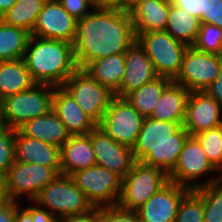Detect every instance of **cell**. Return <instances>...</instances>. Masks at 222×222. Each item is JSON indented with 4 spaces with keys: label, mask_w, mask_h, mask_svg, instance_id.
Wrapping results in <instances>:
<instances>
[{
    "label": "cell",
    "mask_w": 222,
    "mask_h": 222,
    "mask_svg": "<svg viewBox=\"0 0 222 222\" xmlns=\"http://www.w3.org/2000/svg\"><path fill=\"white\" fill-rule=\"evenodd\" d=\"M136 41L129 11L93 9L76 22L74 57L79 69L113 54L125 53Z\"/></svg>",
    "instance_id": "6da1fadb"
},
{
    "label": "cell",
    "mask_w": 222,
    "mask_h": 222,
    "mask_svg": "<svg viewBox=\"0 0 222 222\" xmlns=\"http://www.w3.org/2000/svg\"><path fill=\"white\" fill-rule=\"evenodd\" d=\"M183 122H169L145 117L132 148L135 161L159 167L169 174L178 160L189 133Z\"/></svg>",
    "instance_id": "7a4b0ae2"
},
{
    "label": "cell",
    "mask_w": 222,
    "mask_h": 222,
    "mask_svg": "<svg viewBox=\"0 0 222 222\" xmlns=\"http://www.w3.org/2000/svg\"><path fill=\"white\" fill-rule=\"evenodd\" d=\"M23 60L38 84L61 86L78 69L72 43L32 35Z\"/></svg>",
    "instance_id": "3957f363"
},
{
    "label": "cell",
    "mask_w": 222,
    "mask_h": 222,
    "mask_svg": "<svg viewBox=\"0 0 222 222\" xmlns=\"http://www.w3.org/2000/svg\"><path fill=\"white\" fill-rule=\"evenodd\" d=\"M55 86L35 83L30 89L0 101L2 124L18 129L25 122L46 115L52 110Z\"/></svg>",
    "instance_id": "277c9868"
},
{
    "label": "cell",
    "mask_w": 222,
    "mask_h": 222,
    "mask_svg": "<svg viewBox=\"0 0 222 222\" xmlns=\"http://www.w3.org/2000/svg\"><path fill=\"white\" fill-rule=\"evenodd\" d=\"M33 202L59 219L95 209L71 177L62 174L47 184Z\"/></svg>",
    "instance_id": "5b68a950"
},
{
    "label": "cell",
    "mask_w": 222,
    "mask_h": 222,
    "mask_svg": "<svg viewBox=\"0 0 222 222\" xmlns=\"http://www.w3.org/2000/svg\"><path fill=\"white\" fill-rule=\"evenodd\" d=\"M207 174L209 178L199 181V178L205 177ZM168 178L180 186L195 190L220 180L221 176L208 160L197 139L189 136L179 154L176 166L168 174Z\"/></svg>",
    "instance_id": "8992f818"
},
{
    "label": "cell",
    "mask_w": 222,
    "mask_h": 222,
    "mask_svg": "<svg viewBox=\"0 0 222 222\" xmlns=\"http://www.w3.org/2000/svg\"><path fill=\"white\" fill-rule=\"evenodd\" d=\"M60 174V167L21 163L14 161L2 178L9 200L23 203L24 199L32 202L39 192ZM22 196V197H21Z\"/></svg>",
    "instance_id": "52a82bcc"
},
{
    "label": "cell",
    "mask_w": 222,
    "mask_h": 222,
    "mask_svg": "<svg viewBox=\"0 0 222 222\" xmlns=\"http://www.w3.org/2000/svg\"><path fill=\"white\" fill-rule=\"evenodd\" d=\"M168 181V174L164 170L136 161L122 179L117 205L126 211H137Z\"/></svg>",
    "instance_id": "ba28073f"
},
{
    "label": "cell",
    "mask_w": 222,
    "mask_h": 222,
    "mask_svg": "<svg viewBox=\"0 0 222 222\" xmlns=\"http://www.w3.org/2000/svg\"><path fill=\"white\" fill-rule=\"evenodd\" d=\"M136 40L144 48L157 75L173 81L179 74L184 54L189 46L175 40L166 31L139 33Z\"/></svg>",
    "instance_id": "9c48e42d"
},
{
    "label": "cell",
    "mask_w": 222,
    "mask_h": 222,
    "mask_svg": "<svg viewBox=\"0 0 222 222\" xmlns=\"http://www.w3.org/2000/svg\"><path fill=\"white\" fill-rule=\"evenodd\" d=\"M144 119L126 98L114 96L97 127L115 142L132 149Z\"/></svg>",
    "instance_id": "30bf717a"
},
{
    "label": "cell",
    "mask_w": 222,
    "mask_h": 222,
    "mask_svg": "<svg viewBox=\"0 0 222 222\" xmlns=\"http://www.w3.org/2000/svg\"><path fill=\"white\" fill-rule=\"evenodd\" d=\"M94 208L118 204L122 179L107 168L93 165L70 175Z\"/></svg>",
    "instance_id": "8fae6325"
},
{
    "label": "cell",
    "mask_w": 222,
    "mask_h": 222,
    "mask_svg": "<svg viewBox=\"0 0 222 222\" xmlns=\"http://www.w3.org/2000/svg\"><path fill=\"white\" fill-rule=\"evenodd\" d=\"M80 108L97 125L101 122L114 93L93 79L83 69H77L61 85Z\"/></svg>",
    "instance_id": "7c38bea8"
},
{
    "label": "cell",
    "mask_w": 222,
    "mask_h": 222,
    "mask_svg": "<svg viewBox=\"0 0 222 222\" xmlns=\"http://www.w3.org/2000/svg\"><path fill=\"white\" fill-rule=\"evenodd\" d=\"M222 65V55L202 52L189 46L184 54L181 69L174 82L190 92L205 91L217 78Z\"/></svg>",
    "instance_id": "4fadbf2b"
},
{
    "label": "cell",
    "mask_w": 222,
    "mask_h": 222,
    "mask_svg": "<svg viewBox=\"0 0 222 222\" xmlns=\"http://www.w3.org/2000/svg\"><path fill=\"white\" fill-rule=\"evenodd\" d=\"M76 22L58 0H47L30 35L73 43Z\"/></svg>",
    "instance_id": "5bb4252c"
},
{
    "label": "cell",
    "mask_w": 222,
    "mask_h": 222,
    "mask_svg": "<svg viewBox=\"0 0 222 222\" xmlns=\"http://www.w3.org/2000/svg\"><path fill=\"white\" fill-rule=\"evenodd\" d=\"M189 191L169 180L135 211L138 219L142 222H174L181 199Z\"/></svg>",
    "instance_id": "9a60e30c"
},
{
    "label": "cell",
    "mask_w": 222,
    "mask_h": 222,
    "mask_svg": "<svg viewBox=\"0 0 222 222\" xmlns=\"http://www.w3.org/2000/svg\"><path fill=\"white\" fill-rule=\"evenodd\" d=\"M91 145L95 153L96 165L107 168L121 179L136 162L131 148L115 142L98 127L91 131Z\"/></svg>",
    "instance_id": "2e32d148"
},
{
    "label": "cell",
    "mask_w": 222,
    "mask_h": 222,
    "mask_svg": "<svg viewBox=\"0 0 222 222\" xmlns=\"http://www.w3.org/2000/svg\"><path fill=\"white\" fill-rule=\"evenodd\" d=\"M222 125V106L205 91L190 92L182 126L194 136Z\"/></svg>",
    "instance_id": "e0dca14e"
},
{
    "label": "cell",
    "mask_w": 222,
    "mask_h": 222,
    "mask_svg": "<svg viewBox=\"0 0 222 222\" xmlns=\"http://www.w3.org/2000/svg\"><path fill=\"white\" fill-rule=\"evenodd\" d=\"M157 77L153 63L136 40L125 52V73L114 96L125 98L129 93Z\"/></svg>",
    "instance_id": "ac0fdd59"
},
{
    "label": "cell",
    "mask_w": 222,
    "mask_h": 222,
    "mask_svg": "<svg viewBox=\"0 0 222 222\" xmlns=\"http://www.w3.org/2000/svg\"><path fill=\"white\" fill-rule=\"evenodd\" d=\"M52 110L70 135H87L97 124L84 113L71 95L61 86H55Z\"/></svg>",
    "instance_id": "d6986e66"
},
{
    "label": "cell",
    "mask_w": 222,
    "mask_h": 222,
    "mask_svg": "<svg viewBox=\"0 0 222 222\" xmlns=\"http://www.w3.org/2000/svg\"><path fill=\"white\" fill-rule=\"evenodd\" d=\"M170 1L130 0L129 14L135 35L152 31H165Z\"/></svg>",
    "instance_id": "ffe728a7"
},
{
    "label": "cell",
    "mask_w": 222,
    "mask_h": 222,
    "mask_svg": "<svg viewBox=\"0 0 222 222\" xmlns=\"http://www.w3.org/2000/svg\"><path fill=\"white\" fill-rule=\"evenodd\" d=\"M15 161L37 165L60 167V148L15 129Z\"/></svg>",
    "instance_id": "44dd1931"
},
{
    "label": "cell",
    "mask_w": 222,
    "mask_h": 222,
    "mask_svg": "<svg viewBox=\"0 0 222 222\" xmlns=\"http://www.w3.org/2000/svg\"><path fill=\"white\" fill-rule=\"evenodd\" d=\"M93 165H96V159L91 145V131L87 135H70L60 147V174L70 176Z\"/></svg>",
    "instance_id": "7402d4cb"
},
{
    "label": "cell",
    "mask_w": 222,
    "mask_h": 222,
    "mask_svg": "<svg viewBox=\"0 0 222 222\" xmlns=\"http://www.w3.org/2000/svg\"><path fill=\"white\" fill-rule=\"evenodd\" d=\"M189 95L190 91L184 86L171 81L149 117L161 121L183 122Z\"/></svg>",
    "instance_id": "603a6c76"
},
{
    "label": "cell",
    "mask_w": 222,
    "mask_h": 222,
    "mask_svg": "<svg viewBox=\"0 0 222 222\" xmlns=\"http://www.w3.org/2000/svg\"><path fill=\"white\" fill-rule=\"evenodd\" d=\"M18 129L28 137L53 144L59 148L70 137L64 124L59 120V117L53 110L46 115L25 122Z\"/></svg>",
    "instance_id": "cb8c5ba5"
},
{
    "label": "cell",
    "mask_w": 222,
    "mask_h": 222,
    "mask_svg": "<svg viewBox=\"0 0 222 222\" xmlns=\"http://www.w3.org/2000/svg\"><path fill=\"white\" fill-rule=\"evenodd\" d=\"M83 70L115 94L125 73V53L96 59L90 62Z\"/></svg>",
    "instance_id": "d4e9b609"
},
{
    "label": "cell",
    "mask_w": 222,
    "mask_h": 222,
    "mask_svg": "<svg viewBox=\"0 0 222 222\" xmlns=\"http://www.w3.org/2000/svg\"><path fill=\"white\" fill-rule=\"evenodd\" d=\"M34 84L23 58L0 61V101L7 96L28 90Z\"/></svg>",
    "instance_id": "484cf974"
},
{
    "label": "cell",
    "mask_w": 222,
    "mask_h": 222,
    "mask_svg": "<svg viewBox=\"0 0 222 222\" xmlns=\"http://www.w3.org/2000/svg\"><path fill=\"white\" fill-rule=\"evenodd\" d=\"M200 24L198 17L170 3L165 31L175 40L192 46L196 41Z\"/></svg>",
    "instance_id": "4316f807"
},
{
    "label": "cell",
    "mask_w": 222,
    "mask_h": 222,
    "mask_svg": "<svg viewBox=\"0 0 222 222\" xmlns=\"http://www.w3.org/2000/svg\"><path fill=\"white\" fill-rule=\"evenodd\" d=\"M172 80L167 77L158 76L147 82L137 90L129 93L125 98L144 117H149L155 109L165 87Z\"/></svg>",
    "instance_id": "83f0119b"
},
{
    "label": "cell",
    "mask_w": 222,
    "mask_h": 222,
    "mask_svg": "<svg viewBox=\"0 0 222 222\" xmlns=\"http://www.w3.org/2000/svg\"><path fill=\"white\" fill-rule=\"evenodd\" d=\"M30 33L25 29L8 25L0 19V61L22 59Z\"/></svg>",
    "instance_id": "f1b7e54d"
},
{
    "label": "cell",
    "mask_w": 222,
    "mask_h": 222,
    "mask_svg": "<svg viewBox=\"0 0 222 222\" xmlns=\"http://www.w3.org/2000/svg\"><path fill=\"white\" fill-rule=\"evenodd\" d=\"M47 0H17L0 19L8 25L22 28L30 34L37 16Z\"/></svg>",
    "instance_id": "f546056e"
},
{
    "label": "cell",
    "mask_w": 222,
    "mask_h": 222,
    "mask_svg": "<svg viewBox=\"0 0 222 222\" xmlns=\"http://www.w3.org/2000/svg\"><path fill=\"white\" fill-rule=\"evenodd\" d=\"M194 191L203 199L204 222H222V179Z\"/></svg>",
    "instance_id": "4dcf8cb0"
},
{
    "label": "cell",
    "mask_w": 222,
    "mask_h": 222,
    "mask_svg": "<svg viewBox=\"0 0 222 222\" xmlns=\"http://www.w3.org/2000/svg\"><path fill=\"white\" fill-rule=\"evenodd\" d=\"M208 160L222 176V125L194 135Z\"/></svg>",
    "instance_id": "1f68e13d"
},
{
    "label": "cell",
    "mask_w": 222,
    "mask_h": 222,
    "mask_svg": "<svg viewBox=\"0 0 222 222\" xmlns=\"http://www.w3.org/2000/svg\"><path fill=\"white\" fill-rule=\"evenodd\" d=\"M195 49L222 55V29L215 25L201 23L195 43Z\"/></svg>",
    "instance_id": "d6a6232c"
},
{
    "label": "cell",
    "mask_w": 222,
    "mask_h": 222,
    "mask_svg": "<svg viewBox=\"0 0 222 222\" xmlns=\"http://www.w3.org/2000/svg\"><path fill=\"white\" fill-rule=\"evenodd\" d=\"M174 222H204L203 199L194 190L181 199Z\"/></svg>",
    "instance_id": "836d02e7"
},
{
    "label": "cell",
    "mask_w": 222,
    "mask_h": 222,
    "mask_svg": "<svg viewBox=\"0 0 222 222\" xmlns=\"http://www.w3.org/2000/svg\"><path fill=\"white\" fill-rule=\"evenodd\" d=\"M15 129L3 127L0 130V179L15 161Z\"/></svg>",
    "instance_id": "e575fe53"
},
{
    "label": "cell",
    "mask_w": 222,
    "mask_h": 222,
    "mask_svg": "<svg viewBox=\"0 0 222 222\" xmlns=\"http://www.w3.org/2000/svg\"><path fill=\"white\" fill-rule=\"evenodd\" d=\"M100 222H136L138 220L135 211H126L118 205L100 207Z\"/></svg>",
    "instance_id": "d590c367"
},
{
    "label": "cell",
    "mask_w": 222,
    "mask_h": 222,
    "mask_svg": "<svg viewBox=\"0 0 222 222\" xmlns=\"http://www.w3.org/2000/svg\"><path fill=\"white\" fill-rule=\"evenodd\" d=\"M200 23L215 25L222 29V0H203Z\"/></svg>",
    "instance_id": "8d00e7d4"
},
{
    "label": "cell",
    "mask_w": 222,
    "mask_h": 222,
    "mask_svg": "<svg viewBox=\"0 0 222 222\" xmlns=\"http://www.w3.org/2000/svg\"><path fill=\"white\" fill-rule=\"evenodd\" d=\"M62 7L76 20L88 15L94 8L92 0H58Z\"/></svg>",
    "instance_id": "74e56055"
},
{
    "label": "cell",
    "mask_w": 222,
    "mask_h": 222,
    "mask_svg": "<svg viewBox=\"0 0 222 222\" xmlns=\"http://www.w3.org/2000/svg\"><path fill=\"white\" fill-rule=\"evenodd\" d=\"M30 204L24 208L31 214L33 222H60L58 217L41 208L35 202L32 201Z\"/></svg>",
    "instance_id": "f35d334b"
},
{
    "label": "cell",
    "mask_w": 222,
    "mask_h": 222,
    "mask_svg": "<svg viewBox=\"0 0 222 222\" xmlns=\"http://www.w3.org/2000/svg\"><path fill=\"white\" fill-rule=\"evenodd\" d=\"M93 8L129 11L130 0H92Z\"/></svg>",
    "instance_id": "ab89813d"
},
{
    "label": "cell",
    "mask_w": 222,
    "mask_h": 222,
    "mask_svg": "<svg viewBox=\"0 0 222 222\" xmlns=\"http://www.w3.org/2000/svg\"><path fill=\"white\" fill-rule=\"evenodd\" d=\"M170 3L183 8L198 18L202 16L203 0H170Z\"/></svg>",
    "instance_id": "60d3db41"
},
{
    "label": "cell",
    "mask_w": 222,
    "mask_h": 222,
    "mask_svg": "<svg viewBox=\"0 0 222 222\" xmlns=\"http://www.w3.org/2000/svg\"><path fill=\"white\" fill-rule=\"evenodd\" d=\"M60 222H100V210H94L80 215H70L60 219Z\"/></svg>",
    "instance_id": "b9f144b4"
},
{
    "label": "cell",
    "mask_w": 222,
    "mask_h": 222,
    "mask_svg": "<svg viewBox=\"0 0 222 222\" xmlns=\"http://www.w3.org/2000/svg\"><path fill=\"white\" fill-rule=\"evenodd\" d=\"M21 204L25 203L9 200L3 205L0 208V222H15L16 210Z\"/></svg>",
    "instance_id": "7bdbcfd3"
},
{
    "label": "cell",
    "mask_w": 222,
    "mask_h": 222,
    "mask_svg": "<svg viewBox=\"0 0 222 222\" xmlns=\"http://www.w3.org/2000/svg\"><path fill=\"white\" fill-rule=\"evenodd\" d=\"M205 92L222 106V65L217 78L207 87Z\"/></svg>",
    "instance_id": "ee69618b"
},
{
    "label": "cell",
    "mask_w": 222,
    "mask_h": 222,
    "mask_svg": "<svg viewBox=\"0 0 222 222\" xmlns=\"http://www.w3.org/2000/svg\"><path fill=\"white\" fill-rule=\"evenodd\" d=\"M15 222H33L31 214L23 207L19 206L15 214Z\"/></svg>",
    "instance_id": "f6af8a7d"
},
{
    "label": "cell",
    "mask_w": 222,
    "mask_h": 222,
    "mask_svg": "<svg viewBox=\"0 0 222 222\" xmlns=\"http://www.w3.org/2000/svg\"><path fill=\"white\" fill-rule=\"evenodd\" d=\"M17 0H0V17L5 14Z\"/></svg>",
    "instance_id": "bcb514c9"
},
{
    "label": "cell",
    "mask_w": 222,
    "mask_h": 222,
    "mask_svg": "<svg viewBox=\"0 0 222 222\" xmlns=\"http://www.w3.org/2000/svg\"><path fill=\"white\" fill-rule=\"evenodd\" d=\"M9 201L6 191L4 189L3 181L0 180V208Z\"/></svg>",
    "instance_id": "7dc6e473"
},
{
    "label": "cell",
    "mask_w": 222,
    "mask_h": 222,
    "mask_svg": "<svg viewBox=\"0 0 222 222\" xmlns=\"http://www.w3.org/2000/svg\"><path fill=\"white\" fill-rule=\"evenodd\" d=\"M3 124H2V116H1V109H0V130L3 128Z\"/></svg>",
    "instance_id": "c3c4849f"
}]
</instances>
